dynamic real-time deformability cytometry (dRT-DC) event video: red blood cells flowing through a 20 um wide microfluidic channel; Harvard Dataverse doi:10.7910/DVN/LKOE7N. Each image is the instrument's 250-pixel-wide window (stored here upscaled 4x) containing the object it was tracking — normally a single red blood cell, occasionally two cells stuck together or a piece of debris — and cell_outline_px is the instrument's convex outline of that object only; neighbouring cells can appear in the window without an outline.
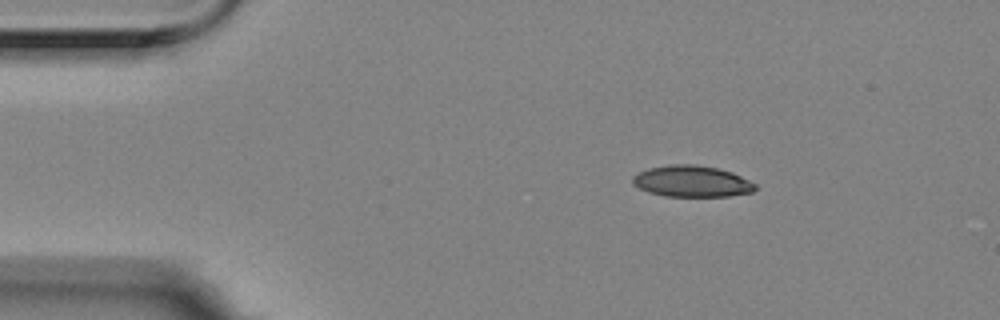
{"species": "Egyptian fruit bat (a non-hibernating species)", "species_latin": "Rousettus aegyptiacus", "temperature_condition": "room temperature", "stored_images_in_passage": 4, "camera_frame_rate_fps": 3000, "um_per_image_px": 0.085, "animal": {"sex": "female"}, "frame": {"image": 1, "passage_image": 2, "time_ms": 0.333, "image_size_px": [1000, 320], "cell_outline_px": [[756, 188], [752, 192], [728, 196], [664, 196], [648, 192], [632, 184], [632, 176], [648, 168], [668, 164], [696, 164], [716, 168], [732, 172], [756, 184]], "centroid_in_image_um": [58.78, 15.4], "position_along_channel_um": 26.2, "area_um2": 22.37}}